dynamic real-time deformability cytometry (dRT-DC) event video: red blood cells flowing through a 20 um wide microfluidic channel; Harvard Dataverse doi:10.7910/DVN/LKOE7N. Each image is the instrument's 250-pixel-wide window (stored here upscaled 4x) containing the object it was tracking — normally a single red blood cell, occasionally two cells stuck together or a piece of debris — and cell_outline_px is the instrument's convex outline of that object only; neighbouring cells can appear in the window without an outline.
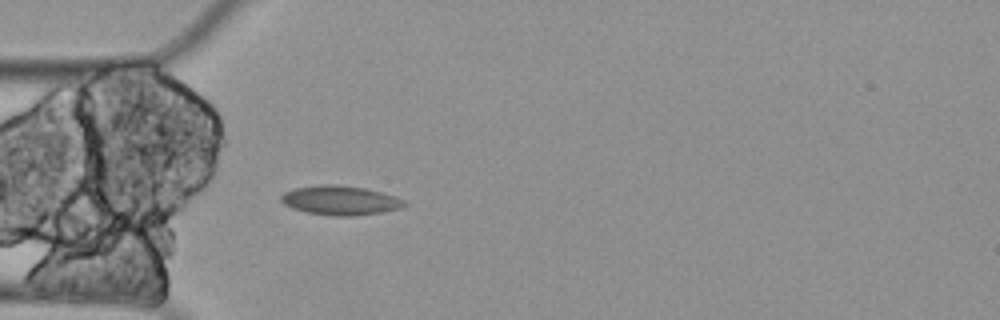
{"species": "Egyptian fruit bat (a non-hibernating species)", "species_latin": "Rousettus aegyptiacus", "temperature_condition": "cold", "stored_images_in_passage": 5, "camera_frame_rate_fps": 3000, "um_per_image_px": 0.085, "animal": {"sex": "female"}, "frame": {"image": 1, "passage_image": 5, "time_ms": 1.333, "image_size_px": [1000, 320], "cell_outline_px": [[408, 204], [400, 208], [380, 212], [352, 216], [336, 216], [308, 212], [292, 208], [284, 204], [280, 200], [280, 196], [284, 192], [296, 188], [320, 184], [332, 184], [364, 188], [380, 192], [404, 200]], "centroid_in_image_um": [28.89, 17.03], "position_along_channel_um": 56.1, "area_um2": 20.75}}